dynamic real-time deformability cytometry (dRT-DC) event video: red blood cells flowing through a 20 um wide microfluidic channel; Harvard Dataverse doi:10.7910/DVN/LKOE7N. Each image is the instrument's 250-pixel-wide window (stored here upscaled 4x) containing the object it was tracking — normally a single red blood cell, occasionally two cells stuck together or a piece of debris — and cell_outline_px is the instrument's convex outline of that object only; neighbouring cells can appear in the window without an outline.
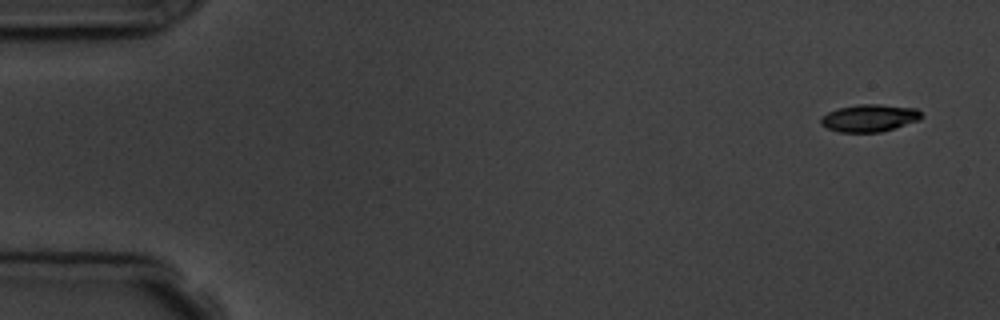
{"species": "common noctule bat (a hibernating species)", "species_latin": "Nyctalus noctula", "temperature_condition": "room temperature", "stored_images_in_passage": 9, "camera_frame_rate_fps": 3000, "um_per_image_px": 0.085, "animal": {"sex": "male", "body_mass_g": 19.5, "forearm_length_mm": 54.6}, "frame": {"image": 1, "passage_image": 1, "time_ms": 0.0, "image_size_px": [1000, 320], "cell_outline_px": [[924, 116], [920, 120], [880, 132], [840, 132], [828, 128], [820, 124], [820, 116], [828, 112], [840, 108], [860, 104], [880, 104], [916, 108]], "centroid_in_image_um": [73.91, 10.03], "position_along_channel_um": 11.1, "area_um2": 16.01}}
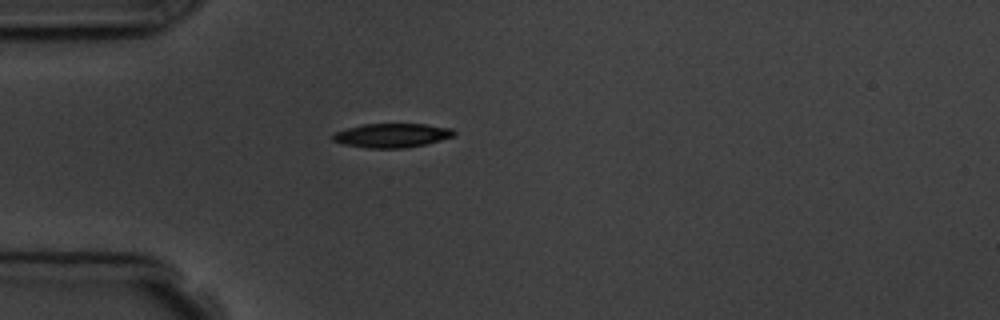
{"frame": {"image": 2, "passage_image": 4, "time_ms": 4.333, "image_size_px": [1000, 320], "cell_outline_px": [[456, 132], [452, 136], [440, 140], [408, 148], [368, 148], [344, 144], [332, 140], [332, 136], [336, 132], [348, 128], [364, 124], [424, 124], [452, 128]], "centroid_in_image_um": [33.32, 11.51], "position_along_channel_um": 51.7, "area_um2": 16.82}}